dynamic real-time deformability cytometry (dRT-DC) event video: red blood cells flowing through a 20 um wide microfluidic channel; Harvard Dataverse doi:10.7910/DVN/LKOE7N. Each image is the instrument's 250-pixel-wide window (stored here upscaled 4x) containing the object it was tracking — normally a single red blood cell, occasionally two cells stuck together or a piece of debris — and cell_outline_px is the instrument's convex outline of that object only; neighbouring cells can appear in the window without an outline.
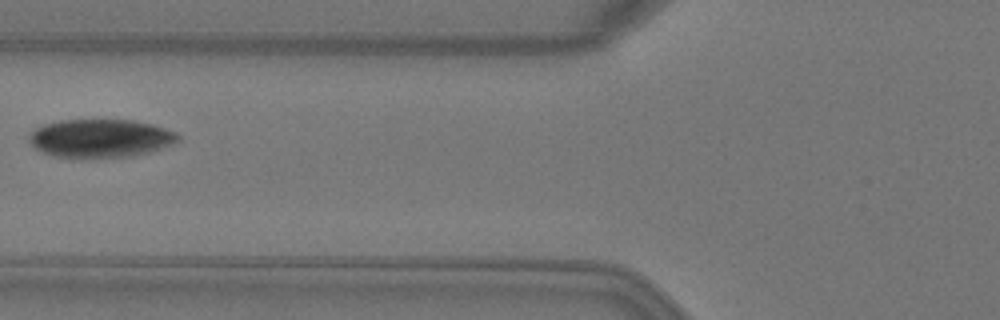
{"species": "Egyptian fruit bat (a non-hibernating species)", "species_latin": "Rousettus aegyptiacus", "temperature_condition": "warm", "stored_images_in_passage": 6, "camera_frame_rate_fps": 3000, "um_per_image_px": 0.085, "animal": {"sex": "female"}, "frame": {"image": 1, "passage_image": 5, "time_ms": 1.333, "image_size_px": [1000, 320], "cell_outline_px": [[180, 140], [172, 144], [148, 152], [132, 156], [52, 156], [40, 152], [28, 140], [28, 136], [36, 128], [44, 124], [60, 120], [132, 120], [152, 124], [176, 132], [180, 136]], "centroid_in_image_um": [8.53, 11.73], "position_along_channel_um": 117.3, "area_um2": 32.71}}